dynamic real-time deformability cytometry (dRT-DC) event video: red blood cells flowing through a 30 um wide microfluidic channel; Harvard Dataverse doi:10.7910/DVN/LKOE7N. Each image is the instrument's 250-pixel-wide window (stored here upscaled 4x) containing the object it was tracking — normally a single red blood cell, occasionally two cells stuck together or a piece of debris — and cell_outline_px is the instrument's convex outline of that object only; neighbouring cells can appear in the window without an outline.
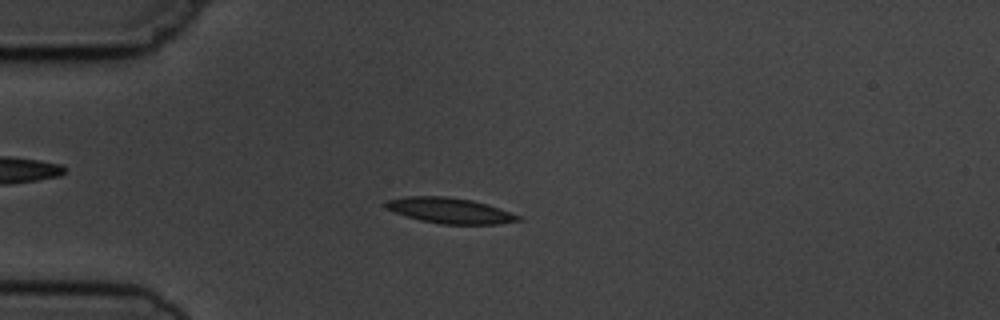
{"species": "common noctule bat (a hibernating species)", "species_latin": "Nyctalus noctula", "temperature_condition": "cold", "stored_images_in_passage": 5, "camera_frame_rate_fps": 3000, "um_per_image_px": 0.085, "animal": {"sex": "male", "body_mass_g": 19.5, "forearm_length_mm": 54.6}, "frame": {"image": 1, "passage_image": 4, "time_ms": 3.333, "image_size_px": [1000, 320], "cell_outline_px": [[524, 220], [496, 224], [440, 224], [420, 220], [384, 208], [384, 204], [388, 200], [408, 196], [448, 196], [472, 200], [488, 204], [500, 208], [520, 216]], "centroid_in_image_um": [38.27, 17.89], "position_along_channel_um": 46.7, "area_um2": 19.71}}
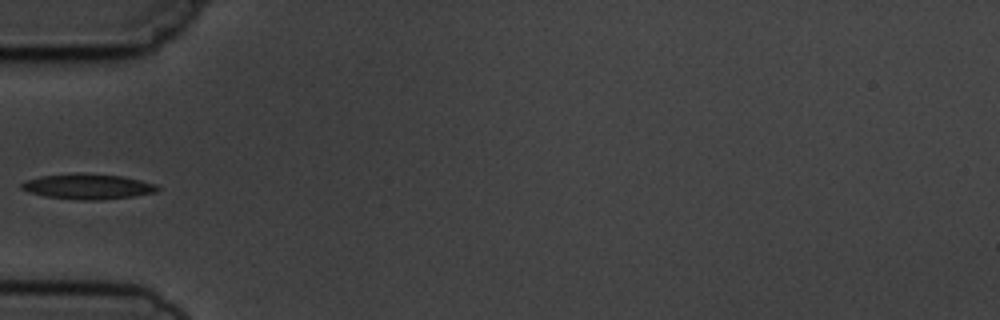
{"frame": {"image": 2, "passage_image": 5, "time_ms": 4.667, "image_size_px": [1000, 320], "cell_outline_px": [[160, 188], [156, 192], [132, 196], [100, 200], [80, 200], [44, 196], [28, 192], [20, 188], [20, 184], [24, 180], [40, 176], [72, 172], [84, 172], [124, 176], [156, 184]], "centroid_in_image_um": [7.42, 15.83], "position_along_channel_um": 77.6, "area_um2": 20.46}}